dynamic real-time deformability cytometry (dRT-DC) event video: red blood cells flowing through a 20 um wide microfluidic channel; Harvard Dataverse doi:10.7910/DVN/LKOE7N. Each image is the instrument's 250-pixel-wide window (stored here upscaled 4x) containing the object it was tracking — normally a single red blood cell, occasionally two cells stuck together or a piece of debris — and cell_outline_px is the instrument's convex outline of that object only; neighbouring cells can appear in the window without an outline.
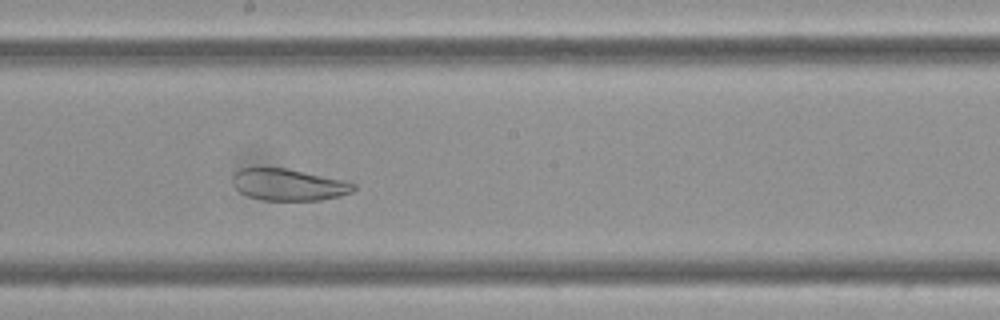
{"species": "Egyptian fruit bat (a non-hibernating species)", "species_latin": "Rousettus aegyptiacus", "temperature_condition": "cold", "stored_images_in_passage": 34, "camera_frame_rate_fps": 3000, "um_per_image_px": 0.085, "frame": {"image": 1, "passage_image": 15, "time_ms": 4.667, "image_size_px": [1000, 320], "cell_outline_px": [[356, 188], [352, 192], [340, 196], [320, 200], [260, 200], [248, 196], [240, 192], [236, 188], [232, 180], [232, 176], [240, 168], [284, 168], [348, 180], [356, 184]], "centroid_in_image_um": [24.57, 15.7], "position_along_channel_um": 223.6, "area_um2": 22.48}}
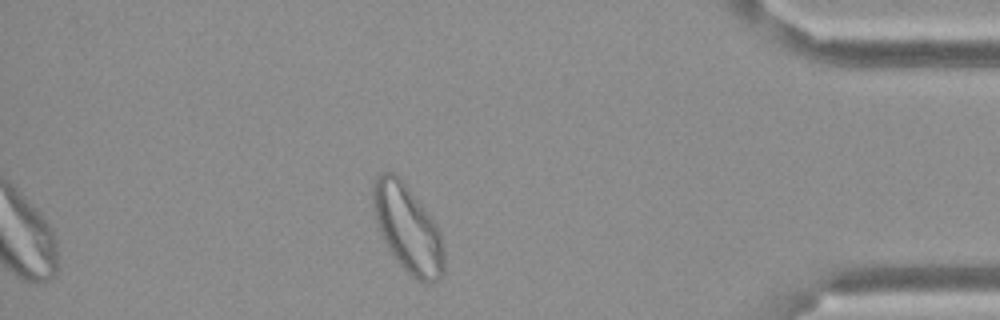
{"frame": {"image": 2, "passage_image": 34, "time_ms": 11.0, "image_size_px": [1000, 320], "cell_outline_px": [[444, 272], [432, 284], [428, 284], [412, 276], [396, 260], [388, 248], [372, 216], [372, 184], [376, 176], [384, 172], [396, 172], [400, 176], [424, 208], [440, 232], [444, 252]], "centroid_in_image_um": [34.61, 19.39], "position_along_channel_um": 400.6, "area_um2": 36.24}, "authors_computed_cell_mechanics": {"area_um2": 26.5302, "velocity_mm_per_s": 3.3681, "shape_relaxation_time_tau1_ms": null, "shape_relaxation_time_tau2_ms": 1.3196, "deformation_change_tau1": null, "deformation_change_tau2": 0.0719}}